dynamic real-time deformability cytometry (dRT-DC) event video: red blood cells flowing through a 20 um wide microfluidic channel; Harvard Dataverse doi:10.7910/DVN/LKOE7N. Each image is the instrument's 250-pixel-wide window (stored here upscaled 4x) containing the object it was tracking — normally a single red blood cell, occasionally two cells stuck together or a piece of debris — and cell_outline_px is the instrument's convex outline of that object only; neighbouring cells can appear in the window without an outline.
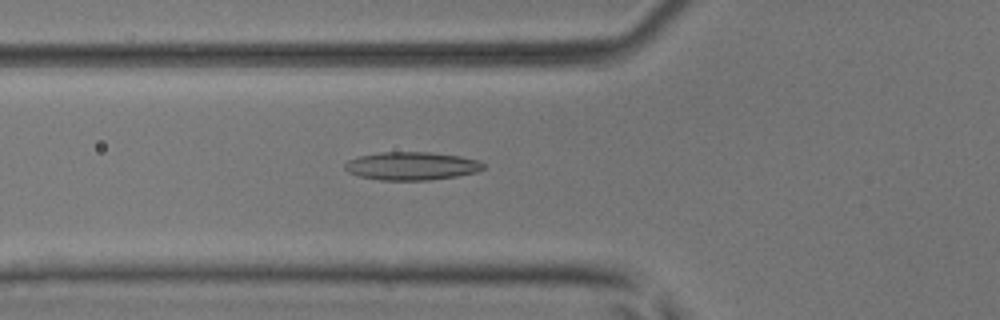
{"species": "common noctule bat (a hibernating species)", "species_latin": "Nyctalus noctula", "temperature_condition": "room temperature", "stored_images_in_passage": 51, "camera_frame_rate_fps": 3000, "um_per_image_px": 0.085, "animal": {"sex": "male", "body_mass_g": 17.9, "forearm_length_mm": 54.2}, "frame": {"image": 1, "passage_image": 19, "time_ms": 6.0, "image_size_px": [1000, 320], "cell_outline_px": [[484, 168], [476, 172], [456, 176], [428, 180], [380, 180], [360, 176], [348, 172], [344, 168], [344, 164], [348, 160], [360, 156], [384, 152], [432, 152], [460, 156], [476, 160], [484, 164]], "centroid_in_image_um": [34.98, 14.11], "position_along_channel_um": 90.8, "area_um2": 22.54}}
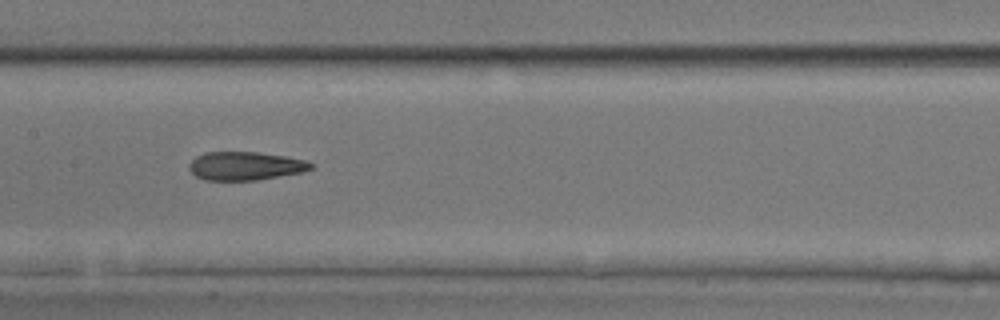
{"frame": {"image": 2, "passage_image": 26, "time_ms": 8.333, "image_size_px": [1000, 320], "cell_outline_px": [[312, 168], [300, 172], [256, 180], [204, 180], [196, 176], [188, 168], [188, 164], [196, 156], [204, 152], [256, 152], [284, 156], [304, 160], [312, 164]], "centroid_in_image_um": [20.78, 14.1], "position_along_channel_um": 186.6, "area_um2": 19.94}}
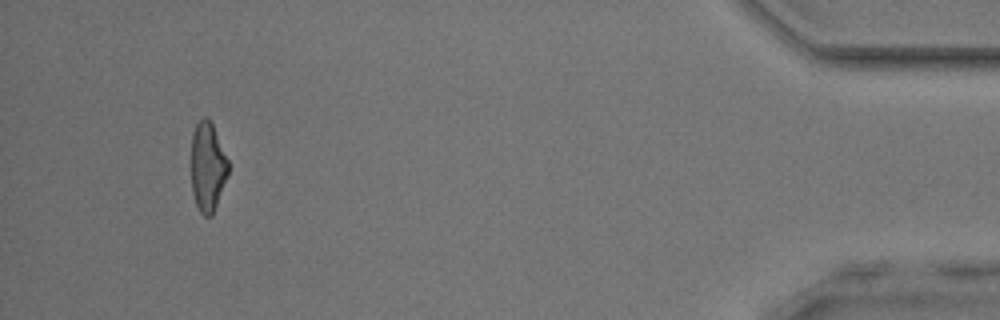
{"frame": {"image": 3, "passage_image": 48, "time_ms": 15.667, "image_size_px": [1000, 320], "cell_outline_px": [[228, 176], [212, 216], [204, 216], [200, 212], [196, 204], [192, 192], [192, 132], [196, 124], [204, 116], [208, 116], [212, 124], [228, 160]], "centroid_in_image_um": [17.65, 14.19], "position_along_channel_um": 417.5, "area_um2": 19.19}, "authors_computed_cell_mechanics": {"area_um2": 20.9814, "velocity_mm_per_s": 4.0988, "shape_relaxation_time_tau1_ms": null, "shape_relaxation_time_tau2_ms": 2.4191, "deformation_change_tau1": null, "deformation_change_tau2": 0.1195}}